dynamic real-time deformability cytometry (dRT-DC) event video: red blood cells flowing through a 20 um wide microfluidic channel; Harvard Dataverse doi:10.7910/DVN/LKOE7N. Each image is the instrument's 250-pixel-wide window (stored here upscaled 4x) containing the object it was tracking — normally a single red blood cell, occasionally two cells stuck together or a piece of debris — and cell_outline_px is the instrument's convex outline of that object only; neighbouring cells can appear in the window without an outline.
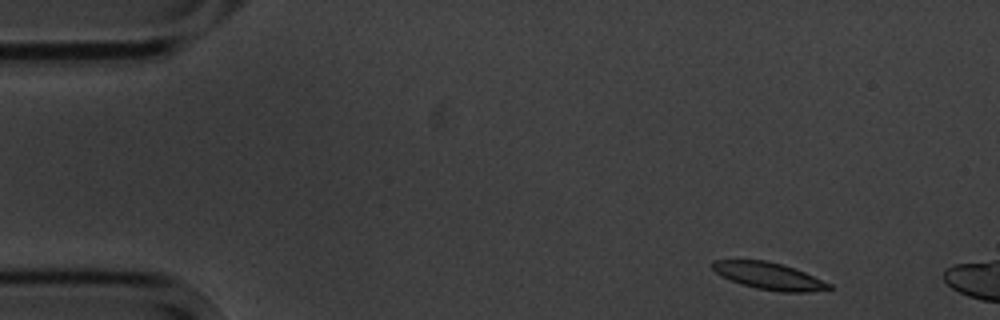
{"species": "common noctule bat (a hibernating species)", "species_latin": "Nyctalus noctula", "temperature_condition": "cold", "stored_images_in_passage": 3, "camera_frame_rate_fps": 3000, "um_per_image_px": 0.085, "animal": {"sex": "male", "body_mass_g": 20.1, "forearm_length_mm": 53.5}, "frame": {"image": 1, "passage_image": 1, "time_ms": 0.0, "image_size_px": [1000, 320], "cell_outline_px": [[832, 288], [808, 292], [780, 292], [756, 288], [740, 284], [716, 272], [712, 268], [712, 260], [768, 260], [804, 272], [832, 284]], "centroid_in_image_um": [65.36, 23.46], "position_along_channel_um": 19.6, "area_um2": 18.09}}